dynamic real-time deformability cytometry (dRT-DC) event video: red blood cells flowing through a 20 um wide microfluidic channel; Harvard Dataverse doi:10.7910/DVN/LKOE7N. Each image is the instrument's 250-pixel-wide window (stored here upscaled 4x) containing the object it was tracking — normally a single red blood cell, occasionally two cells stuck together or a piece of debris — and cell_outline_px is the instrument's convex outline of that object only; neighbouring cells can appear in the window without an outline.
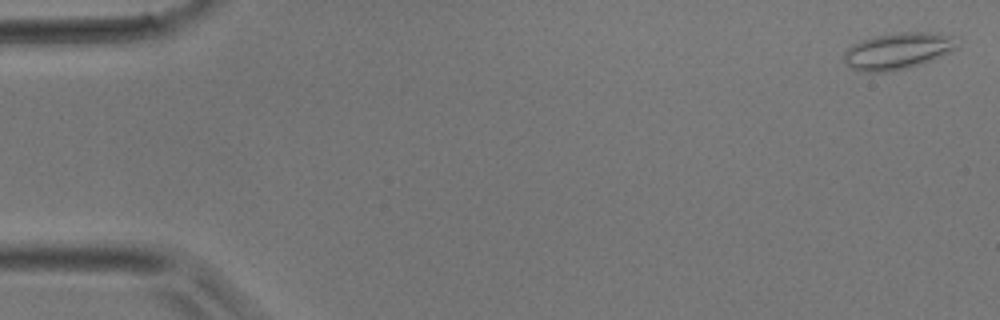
{"species": "common noctule bat (a hibernating species)", "species_latin": "Nyctalus noctula", "temperature_condition": "room temperature", "stored_images_in_passage": 3, "camera_frame_rate_fps": 3000, "um_per_image_px": 0.085, "animal": {"sex": "male", "body_mass_g": 17.9}, "frame": {"image": 1, "passage_image": 1, "time_ms": 0.0, "image_size_px": [1000, 320], "cell_outline_px": [[956, 48], [928, 60], [904, 68], [888, 72], [860, 72], [852, 68], [844, 60], [844, 52], [848, 48], [872, 36], [896, 32], [928, 32], [952, 36]], "centroid_in_image_um": [76.22, 4.32], "position_along_channel_um": 8.8, "area_um2": 23.29}}